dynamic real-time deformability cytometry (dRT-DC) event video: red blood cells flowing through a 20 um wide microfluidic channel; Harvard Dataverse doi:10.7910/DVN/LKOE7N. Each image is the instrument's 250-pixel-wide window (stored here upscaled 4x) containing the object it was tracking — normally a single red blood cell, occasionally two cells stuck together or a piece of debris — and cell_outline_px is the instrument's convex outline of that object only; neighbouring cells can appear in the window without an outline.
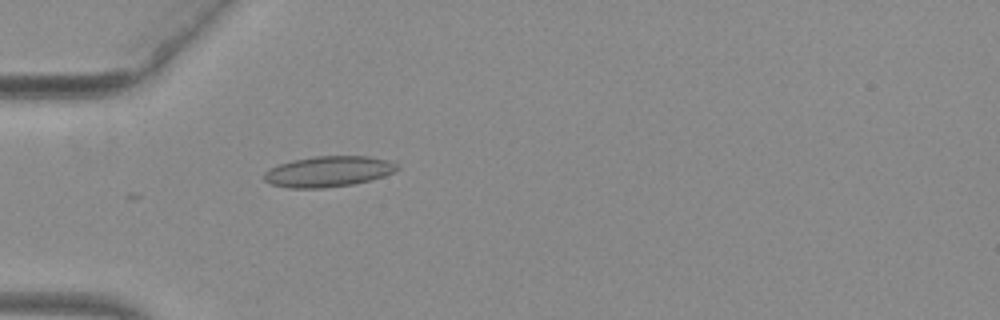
{"species": "common noctule bat (a hibernating species)", "species_latin": "Nyctalus noctula", "temperature_condition": "warm", "stored_images_in_passage": 16, "camera_frame_rate_fps": 3000, "um_per_image_px": 0.085, "animal": {"sex": "female", "body_mass_g": 29.2, "forearm_length_mm": 56.3}, "frame": {"image": 1, "passage_image": 7, "time_ms": 2.0, "image_size_px": [1000, 320], "cell_outline_px": [[400, 168], [384, 176], [352, 184], [324, 188], [288, 188], [272, 184], [264, 180], [264, 172], [268, 168], [292, 160], [312, 156], [368, 156], [396, 160]], "centroid_in_image_um": [27.94, 14.56], "position_along_channel_um": 57.1, "area_um2": 24.04}}
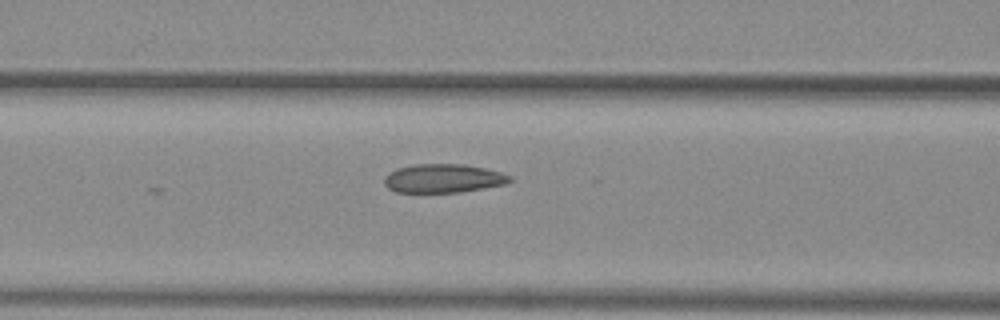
{"frame": {"image": 2, "passage_image": 13, "time_ms": 4.0, "image_size_px": [1000, 320], "cell_outline_px": [[512, 180], [504, 184], [460, 192], [396, 192], [388, 188], [384, 184], [384, 176], [388, 172], [396, 168], [412, 164], [464, 164], [484, 168], [500, 172], [512, 176]], "centroid_in_image_um": [37.63, 15.15], "position_along_channel_um": 129.0, "area_um2": 21.04}}
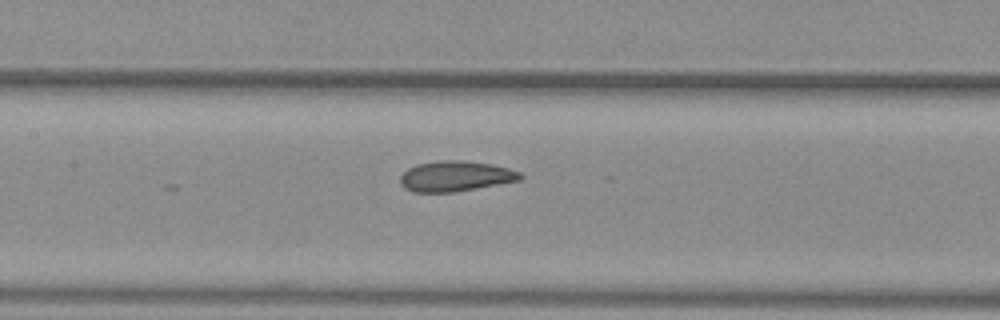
{"frame": {"image": 3, "passage_image": 16, "time_ms": 5.0, "image_size_px": [1000, 320], "cell_outline_px": [[524, 176], [520, 180], [476, 188], [452, 192], [412, 192], [404, 188], [400, 184], [400, 176], [408, 168], [416, 164], [440, 160], [464, 160], [492, 164], [508, 168], [520, 172]], "centroid_in_image_um": [38.69, 14.97], "position_along_channel_um": 168.7, "area_um2": 21.33}}